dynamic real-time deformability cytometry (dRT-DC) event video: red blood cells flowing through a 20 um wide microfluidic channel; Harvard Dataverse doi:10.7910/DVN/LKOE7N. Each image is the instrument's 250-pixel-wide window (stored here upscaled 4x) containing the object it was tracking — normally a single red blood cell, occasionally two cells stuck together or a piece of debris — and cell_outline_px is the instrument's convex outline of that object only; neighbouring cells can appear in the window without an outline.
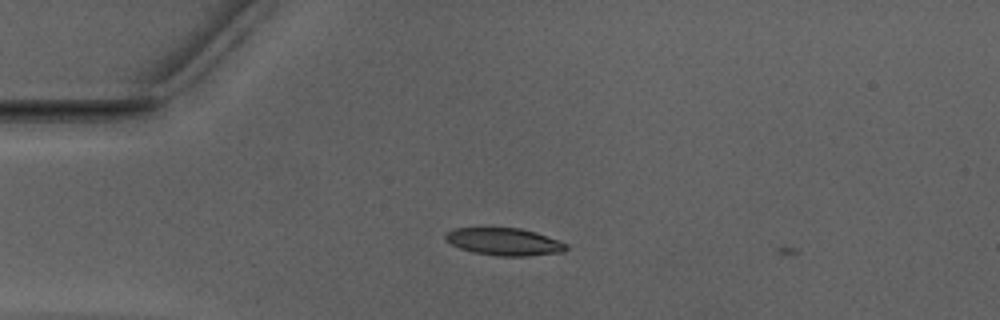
{"species": "Egyptian fruit bat (a non-hibernating species)", "species_latin": "Rousettus aegyptiacus", "temperature_condition": "warm", "stored_images_in_passage": 2, "camera_frame_rate_fps": 3000, "um_per_image_px": 0.085, "animal": {"sex": "male"}, "frame": {"image": 1, "passage_image": 1, "time_ms": 0.0, "image_size_px": [1000, 320], "cell_outline_px": [[568, 248], [564, 252], [524, 256], [500, 256], [472, 252], [460, 248], [444, 240], [444, 236], [448, 232], [456, 228], [484, 224], [520, 228], [536, 232], [568, 244]], "centroid_in_image_um": [42.8, 20.49], "position_along_channel_um": 42.2, "area_um2": 20.11}}